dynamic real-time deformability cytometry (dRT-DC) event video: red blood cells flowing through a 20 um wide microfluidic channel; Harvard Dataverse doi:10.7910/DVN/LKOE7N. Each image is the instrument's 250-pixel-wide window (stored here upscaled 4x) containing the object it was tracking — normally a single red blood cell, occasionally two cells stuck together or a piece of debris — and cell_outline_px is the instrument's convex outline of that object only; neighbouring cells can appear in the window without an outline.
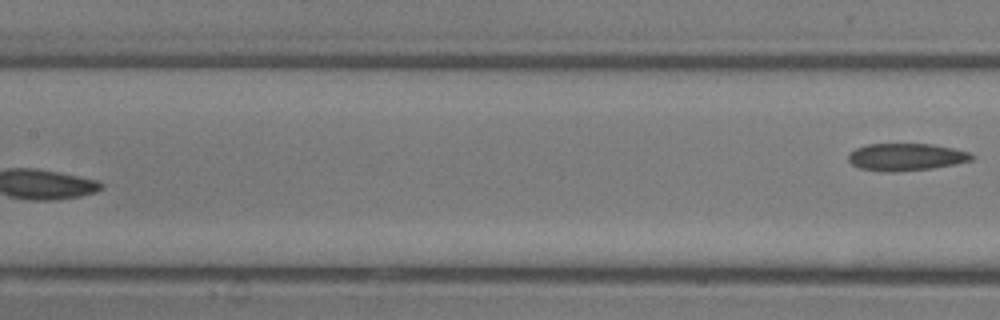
{"species": "common noctule bat (a hibernating species)", "species_latin": "Nyctalus noctula", "temperature_condition": "room temperature", "stored_images_in_passage": 13, "segment_of_instrument_passage": [2, 2], "camera_frame_rate_fps": 3000, "um_per_image_px": 0.085, "animal": {"sex": "male", "body_mass_g": 13.3}, "frame": {"image": 1, "passage_image": 13, "time_ms": 4.0, "image_size_px": [1000, 320], "cell_outline_px": [[976, 156], [972, 160], [956, 164], [932, 168], [896, 172], [880, 172], [860, 168], [852, 164], [848, 160], [848, 152], [856, 148], [868, 144], [932, 144], [952, 148], [968, 152]], "centroid_in_image_um": [76.99, 13.35], "position_along_channel_um": 130.4, "area_um2": 19.77}}